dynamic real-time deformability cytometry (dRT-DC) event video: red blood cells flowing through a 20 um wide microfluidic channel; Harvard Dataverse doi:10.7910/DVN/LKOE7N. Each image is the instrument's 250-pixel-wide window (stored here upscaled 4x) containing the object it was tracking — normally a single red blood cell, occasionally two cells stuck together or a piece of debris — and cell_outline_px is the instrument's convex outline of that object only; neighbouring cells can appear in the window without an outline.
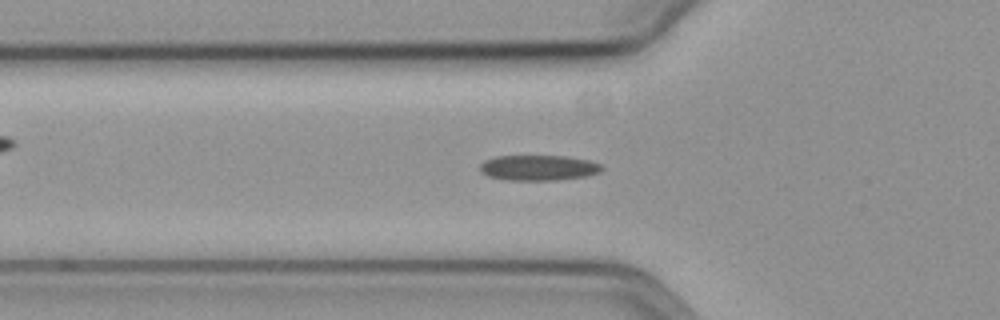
{"species": "common noctule bat (a hibernating species)", "species_latin": "Nyctalus noctula", "temperature_condition": "cold", "stored_images_in_passage": 43, "camera_frame_rate_fps": 3000, "um_per_image_px": 0.085, "animal": {"sex": "female", "body_mass_g": 19.3, "forearm_length_mm": 54.1}, "frame": {"image": 1, "passage_image": 9, "time_ms": 2.667, "image_size_px": [1000, 320], "cell_outline_px": [[604, 168], [600, 172], [588, 176], [556, 180], [508, 180], [488, 176], [480, 172], [480, 164], [484, 160], [496, 156], [564, 156], [588, 160], [600, 164]], "centroid_in_image_um": [45.76, 14.26], "position_along_channel_um": 80.0, "area_um2": 18.09}}
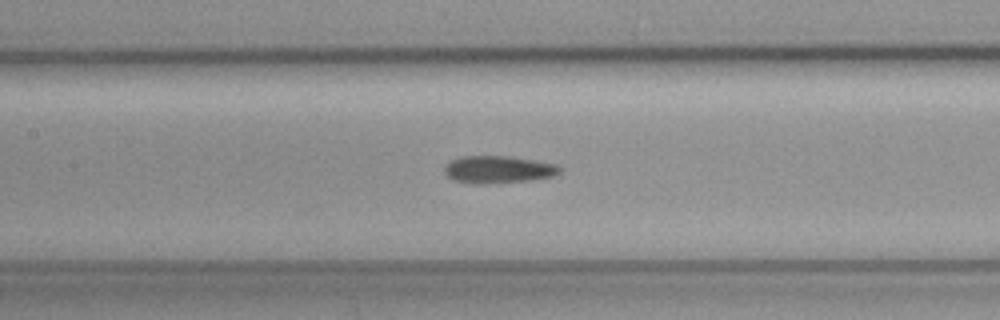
{"frame": {"image": 2, "passage_image": 16, "time_ms": 5.0, "image_size_px": [1000, 320], "cell_outline_px": [[560, 172], [552, 176], [528, 180], [480, 184], [476, 184], [456, 180], [448, 176], [444, 172], [444, 168], [452, 160], [460, 156], [512, 156], [556, 164], [560, 168]], "centroid_in_image_um": [42.34, 14.39], "position_along_channel_um": 165.1, "area_um2": 18.09}}
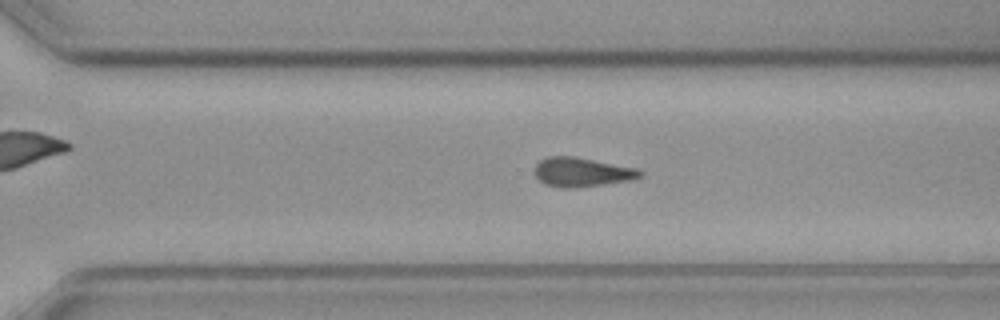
{"frame": {"image": 3, "passage_image": 29, "time_ms": 9.333, "image_size_px": [1000, 320], "cell_outline_px": [[644, 176], [632, 180], [604, 184], [572, 188], [564, 188], [544, 184], [536, 176], [536, 164], [540, 160], [548, 156], [572, 156], [636, 168], [644, 172]], "centroid_in_image_um": [49.49, 14.63], "position_along_channel_um": 321.1, "area_um2": 17.8}}